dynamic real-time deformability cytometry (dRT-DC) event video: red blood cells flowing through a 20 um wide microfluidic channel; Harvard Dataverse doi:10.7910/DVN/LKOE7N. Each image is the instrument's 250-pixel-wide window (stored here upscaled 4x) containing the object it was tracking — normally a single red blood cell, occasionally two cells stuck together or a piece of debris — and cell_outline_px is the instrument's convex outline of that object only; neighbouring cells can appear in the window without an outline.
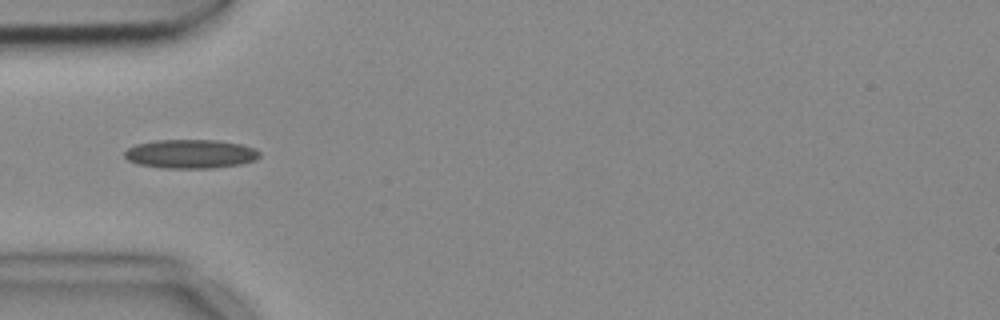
{"species": "common noctule bat (a hibernating species)", "species_latin": "Nyctalus noctula", "temperature_condition": "cold", "stored_images_in_passage": 4, "camera_frame_rate_fps": 3000, "um_per_image_px": 0.085, "animal": {"sex": "female", "body_mass_g": 18.4}, "frame": {"image": 1, "passage_image": 4, "time_ms": 1.0, "image_size_px": [1000, 320], "cell_outline_px": [[260, 156], [256, 160], [240, 164], [212, 168], [160, 168], [136, 164], [128, 160], [124, 156], [124, 152], [128, 148], [136, 144], [156, 140], [216, 140], [240, 144], [256, 148], [260, 152]], "centroid_in_image_um": [16.19, 13.08], "position_along_channel_um": 68.8, "area_um2": 22.89}}